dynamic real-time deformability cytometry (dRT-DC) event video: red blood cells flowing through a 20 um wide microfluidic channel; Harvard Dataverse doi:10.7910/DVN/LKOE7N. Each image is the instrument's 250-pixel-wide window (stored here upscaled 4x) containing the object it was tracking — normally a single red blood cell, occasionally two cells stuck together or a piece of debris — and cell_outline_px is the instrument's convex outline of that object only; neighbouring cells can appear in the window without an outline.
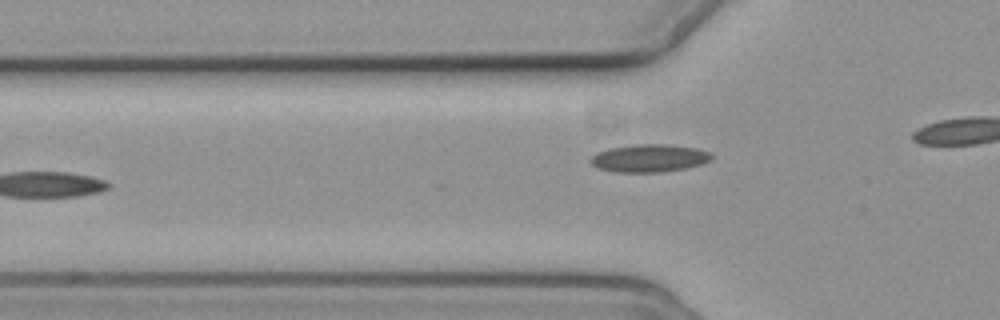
{"species": "common noctule bat (a hibernating species)", "species_latin": "Nyctalus noctula", "temperature_condition": "cold", "stored_images_in_passage": 5, "camera_frame_rate_fps": 3000, "um_per_image_px": 0.085, "animal": {"sex": "female", "body_mass_g": 19.3, "forearm_length_mm": 54.1}, "frame": {"image": 1, "passage_image": 5, "time_ms": 5.667, "image_size_px": [1000, 320], "cell_outline_px": [[712, 156], [708, 160], [700, 164], [688, 168], [664, 172], [612, 172], [596, 168], [588, 160], [596, 152], [608, 148], [636, 144], [664, 144], [696, 148], [712, 152]], "centroid_in_image_um": [55.14, 13.45], "position_along_channel_um": 70.7, "area_um2": 19.77}}